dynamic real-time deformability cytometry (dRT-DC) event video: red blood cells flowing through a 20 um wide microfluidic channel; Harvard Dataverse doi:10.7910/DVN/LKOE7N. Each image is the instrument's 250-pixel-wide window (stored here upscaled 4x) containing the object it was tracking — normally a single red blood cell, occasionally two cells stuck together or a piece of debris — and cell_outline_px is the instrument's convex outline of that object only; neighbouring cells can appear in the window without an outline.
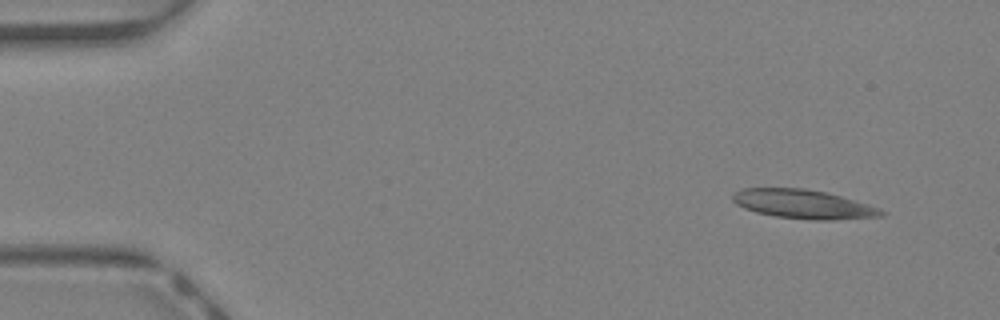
{"species": "Egyptian fruit bat (a non-hibernating species)", "species_latin": "Rousettus aegyptiacus", "temperature_condition": "warm", "stored_images_in_passage": 40, "camera_frame_rate_fps": 3000, "um_per_image_px": 0.085, "animal": {"sex": "female"}, "frame": {"image": 1, "passage_image": 1, "time_ms": 0.0, "image_size_px": [1000, 320], "cell_outline_px": [[884, 216], [832, 220], [812, 220], [776, 216], [756, 212], [744, 208], [736, 204], [732, 200], [732, 192], [740, 188], [804, 188], [824, 192], [840, 196], [868, 204], [880, 208], [884, 212]], "centroid_in_image_um": [68.24, 17.35], "position_along_channel_um": 16.8, "area_um2": 25.09}}
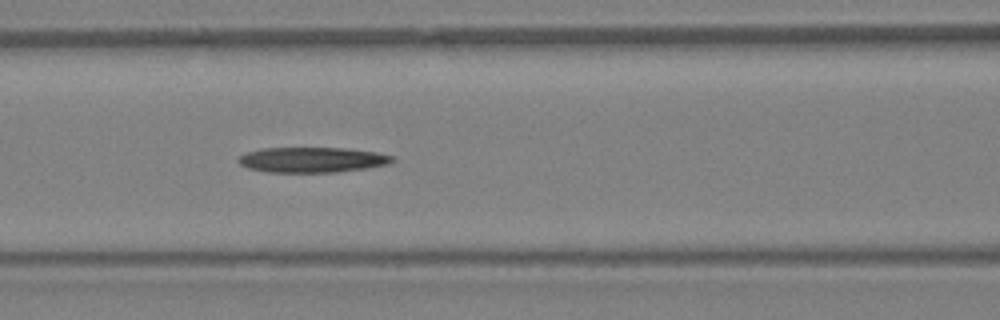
{"frame": {"image": 2, "passage_image": 16, "time_ms": 5.0, "image_size_px": [1000, 320], "cell_outline_px": [[396, 160], [388, 164], [364, 168], [336, 172], [268, 172], [248, 168], [240, 164], [236, 160], [244, 152], [260, 148], [344, 148], [376, 152], [392, 156]], "centroid_in_image_um": [26.48, 13.58], "position_along_channel_um": 140.1, "area_um2": 22.66}}
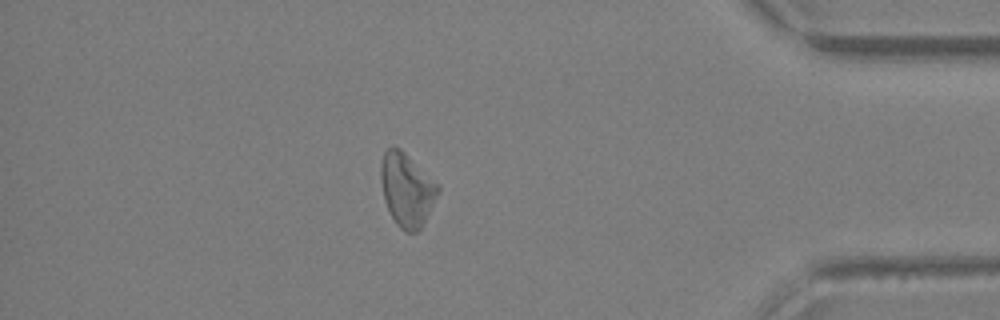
{"frame": {"image": 3, "passage_image": 35, "time_ms": 11.333, "image_size_px": [1000, 320], "cell_outline_px": [[440, 192], [420, 228], [416, 232], [404, 232], [396, 224], [384, 200], [380, 180], [380, 164], [384, 152], [392, 144], [400, 148], [440, 184]], "centroid_in_image_um": [34.58, 16.08], "position_along_channel_um": 400.6, "area_um2": 24.62}}